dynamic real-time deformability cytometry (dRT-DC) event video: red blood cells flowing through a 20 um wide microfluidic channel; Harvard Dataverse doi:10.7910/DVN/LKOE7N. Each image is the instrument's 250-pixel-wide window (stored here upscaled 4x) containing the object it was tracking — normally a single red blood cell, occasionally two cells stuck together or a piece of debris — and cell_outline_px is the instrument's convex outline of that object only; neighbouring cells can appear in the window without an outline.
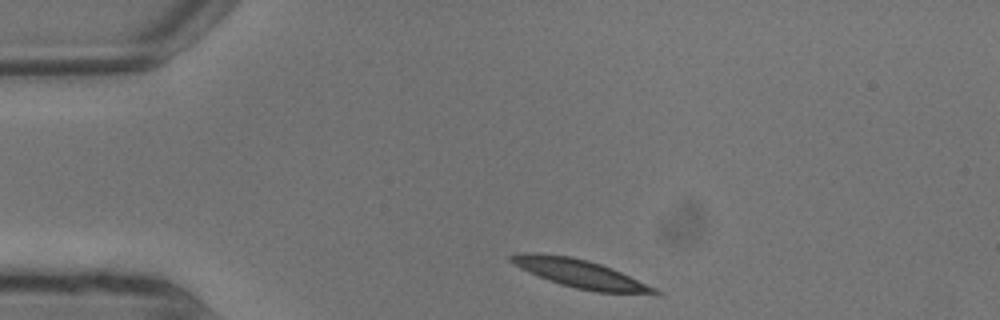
{"species": "common noctule bat (a hibernating species)", "species_latin": "Nyctalus noctula", "temperature_condition": "warm", "stored_images_in_passage": 4, "camera_frame_rate_fps": 3000, "um_per_image_px": 0.085, "animal": {"sex": "male", "body_mass_g": 13.3}, "frame": {"image": 1, "passage_image": 1, "time_ms": 0.0, "image_size_px": [1000, 320], "cell_outline_px": [[664, 292], [596, 292], [576, 288], [560, 284], [548, 280], [528, 272], [520, 268], [508, 260], [508, 256], [520, 252], [536, 252], [572, 256], [588, 260], [612, 268], [656, 288]], "centroid_in_image_um": [49.17, 23.21], "position_along_channel_um": 35.8, "area_um2": 23.29}}
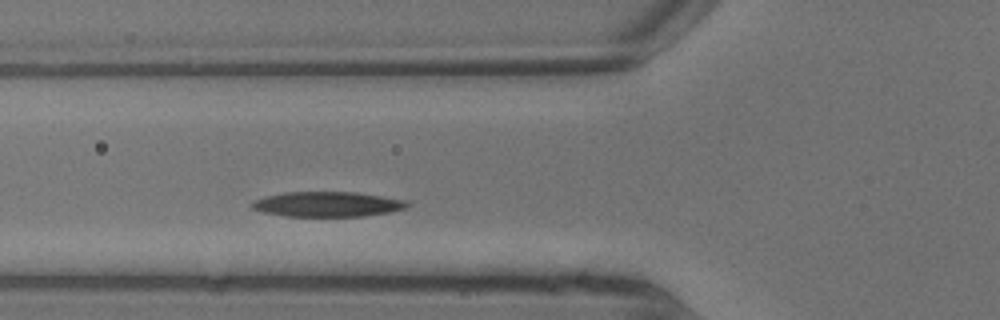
{"frame": {"image": 2, "passage_image": 4, "time_ms": 1.0, "image_size_px": [1000, 320], "cell_outline_px": [[412, 204], [408, 208], [388, 212], [364, 216], [284, 216], [264, 212], [252, 208], [248, 204], [252, 200], [264, 196], [284, 192], [356, 192], [404, 200]], "centroid_in_image_um": [27.79, 17.35], "position_along_channel_um": 98.0, "area_um2": 22.77}}